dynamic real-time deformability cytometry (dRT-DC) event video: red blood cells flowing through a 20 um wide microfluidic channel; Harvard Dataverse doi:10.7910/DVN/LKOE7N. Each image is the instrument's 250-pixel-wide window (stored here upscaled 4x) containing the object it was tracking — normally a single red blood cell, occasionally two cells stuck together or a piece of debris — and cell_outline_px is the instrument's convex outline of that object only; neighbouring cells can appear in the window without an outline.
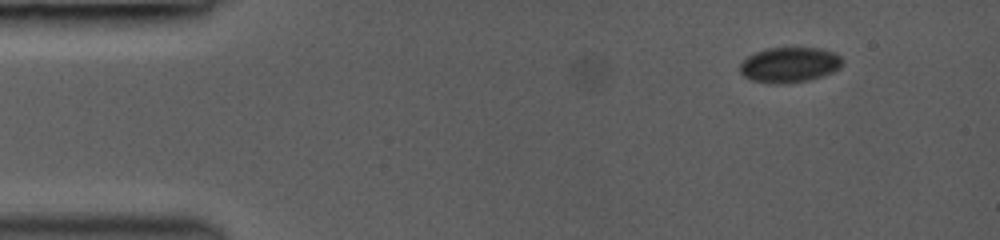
{"species": "common noctule bat (a hibernating species)", "species_latin": "Nyctalus noctula", "temperature_condition": "room temperature", "stored_images_in_passage": 4, "camera_frame_rate_fps": 3000, "um_per_image_px": 0.085, "animal": {"sex": "female", "body_mass_g": 19.0, "forearm_length_mm": 53.3}, "frame": {"image": 1, "passage_image": 1, "time_ms": 0.0, "image_size_px": [1000, 240], "cell_outline_px": [[840, 68], [832, 72], [808, 80], [780, 84], [776, 84], [752, 80], [744, 76], [740, 72], [740, 64], [748, 56], [764, 48], [820, 48], [832, 52], [840, 56]], "centroid_in_image_um": [67.07, 5.5], "position_along_channel_um": 17.9, "area_um2": 20.75}}